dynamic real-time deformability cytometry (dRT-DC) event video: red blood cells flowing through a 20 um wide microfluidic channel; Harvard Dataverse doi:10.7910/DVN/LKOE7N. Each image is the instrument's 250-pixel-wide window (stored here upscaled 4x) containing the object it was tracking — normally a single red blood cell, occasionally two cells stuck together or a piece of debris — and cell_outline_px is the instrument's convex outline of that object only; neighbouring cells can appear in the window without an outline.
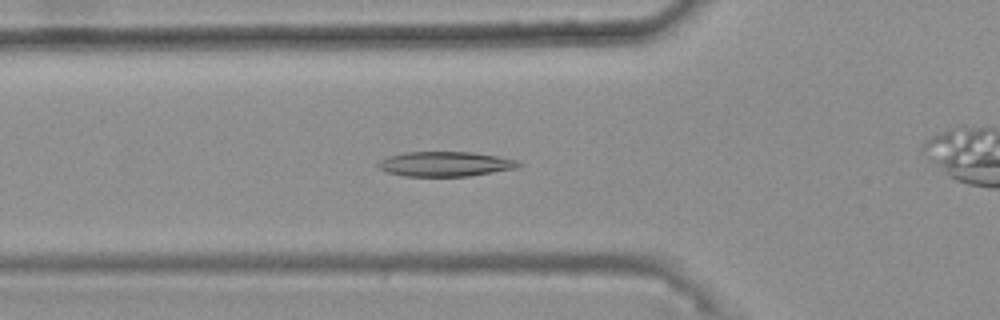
{"species": "common noctule bat (a hibernating species)", "species_latin": "Nyctalus noctula", "temperature_condition": "warm", "stored_images_in_passage": 47, "camera_frame_rate_fps": 3000, "um_per_image_px": 0.085, "animal": {"sex": "female", "body_mass_g": 25.1}, "frame": {"image": 1, "passage_image": 18, "time_ms": 5.667, "image_size_px": [1000, 320], "cell_outline_px": [[524, 164], [516, 168], [468, 176], [404, 176], [388, 172], [380, 168], [376, 164], [380, 160], [388, 156], [404, 152], [472, 152], [496, 156], [516, 160]], "centroid_in_image_um": [37.83, 13.93], "position_along_channel_um": 88.0, "area_um2": 20.17}}
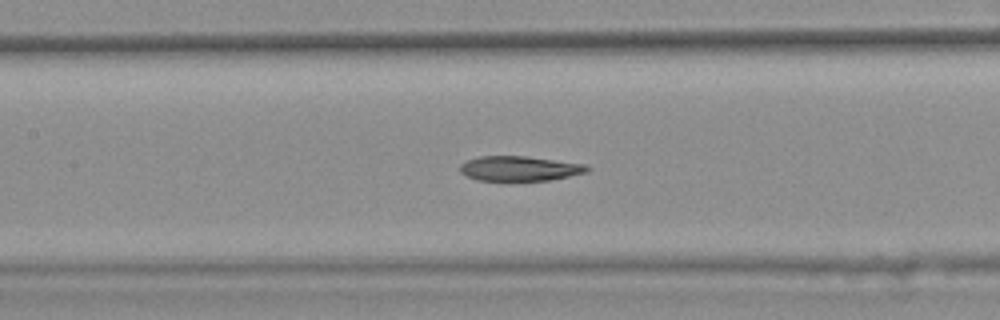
{"frame": {"image": 2, "passage_image": 24, "time_ms": 7.667, "image_size_px": [1000, 320], "cell_outline_px": [[592, 168], [588, 172], [552, 180], [508, 184], [480, 180], [468, 176], [460, 172], [460, 164], [468, 160], [480, 156], [524, 156], [584, 164]], "centroid_in_image_um": [44.16, 14.38], "position_along_channel_um": 163.2, "area_um2": 19.25}}
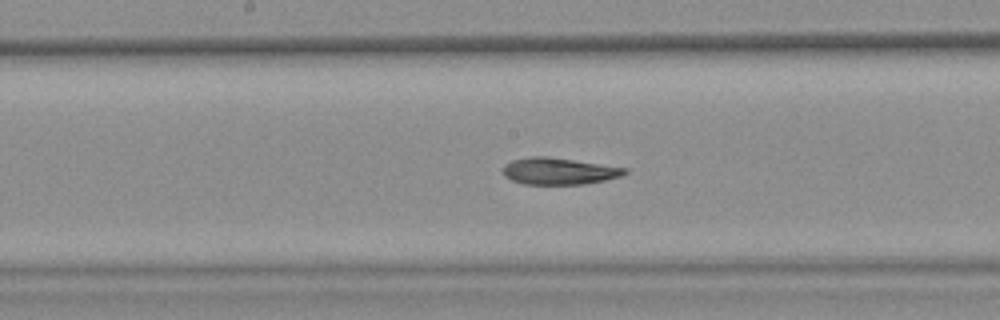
{"frame": {"image": 3, "passage_image": 27, "time_ms": 8.667, "image_size_px": [1000, 320], "cell_outline_px": [[628, 172], [620, 176], [604, 180], [584, 184], [524, 184], [512, 180], [504, 176], [504, 164], [512, 160], [532, 156], [548, 156], [628, 168]], "centroid_in_image_um": [47.5, 14.54], "position_along_channel_um": 200.7, "area_um2": 18.9}, "authors_computed_cell_mechanics": {"area_um2": 19.7676, "velocity_mm_per_s": 3.7572, "shape_relaxation_time_tau1_ms": 11.1308, "shape_relaxation_time_tau2_ms": 7.0331, "deformation_change_tau1": 0.2419, "deformation_change_tau2": 0.1542}}